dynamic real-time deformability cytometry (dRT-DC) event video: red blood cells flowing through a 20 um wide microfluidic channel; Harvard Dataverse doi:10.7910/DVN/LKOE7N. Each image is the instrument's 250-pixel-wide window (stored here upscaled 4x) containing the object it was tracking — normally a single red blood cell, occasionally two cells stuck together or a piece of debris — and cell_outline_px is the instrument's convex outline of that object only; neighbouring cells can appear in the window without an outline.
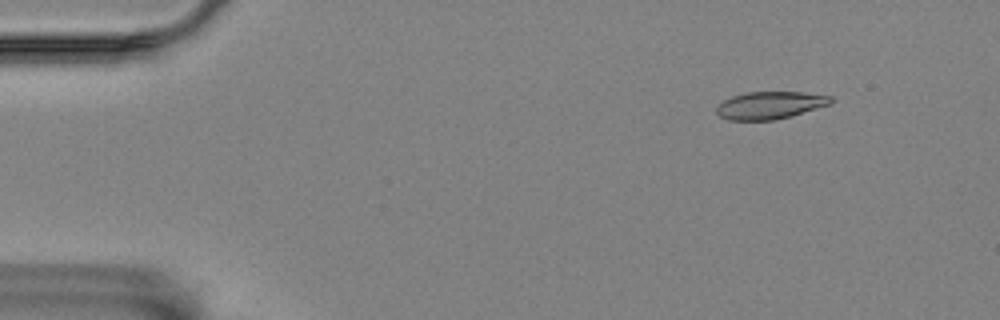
{"species": "Egyptian fruit bat (a non-hibernating species)", "species_latin": "Rousettus aegyptiacus", "temperature_condition": "room temperature", "stored_images_in_passage": 5, "camera_frame_rate_fps": 3000, "um_per_image_px": 0.085, "animal": {"sex": "female"}, "frame": {"image": 1, "passage_image": 2, "time_ms": 0.333, "image_size_px": [1000, 320], "cell_outline_px": [[832, 104], [776, 120], [728, 120], [720, 116], [716, 112], [716, 108], [724, 100], [732, 96], [748, 92], [800, 92], [832, 96]], "centroid_in_image_um": [65.46, 8.95], "position_along_channel_um": 19.5, "area_um2": 18.21}}
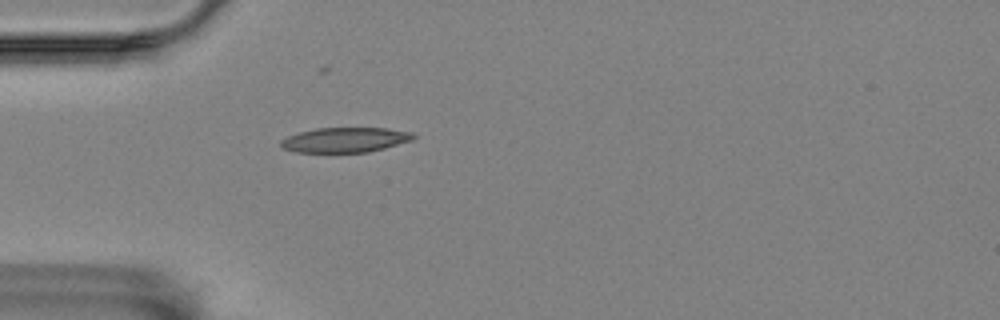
{"frame": {"image": 2, "passage_image": 5, "time_ms": 1.333, "image_size_px": [1000, 320], "cell_outline_px": [[416, 136], [412, 140], [384, 148], [368, 152], [296, 152], [284, 148], [280, 144], [280, 140], [288, 136], [300, 132], [316, 128], [384, 128], [412, 132]], "centroid_in_image_um": [29.34, 11.89], "position_along_channel_um": 55.7, "area_um2": 19.07}}